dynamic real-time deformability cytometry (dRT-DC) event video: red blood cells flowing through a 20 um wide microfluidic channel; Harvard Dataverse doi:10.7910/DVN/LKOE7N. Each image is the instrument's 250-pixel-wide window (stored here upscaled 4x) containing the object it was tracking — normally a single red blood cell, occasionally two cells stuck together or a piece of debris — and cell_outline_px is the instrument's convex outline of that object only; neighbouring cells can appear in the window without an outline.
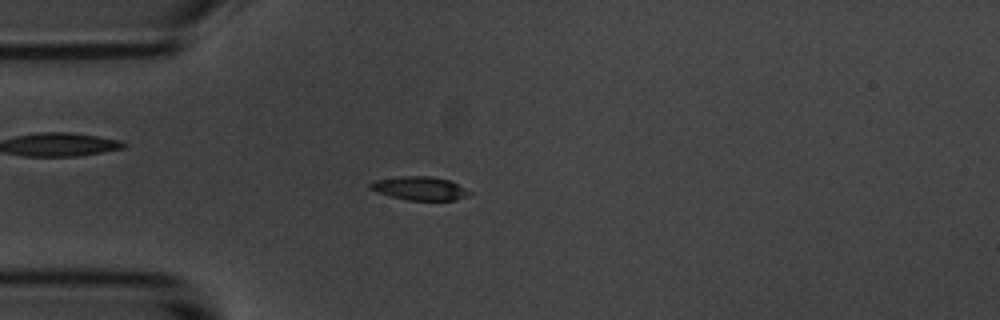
{"species": "common noctule bat (a hibernating species)", "species_latin": "Nyctalus noctula", "temperature_condition": "room temperature", "stored_images_in_passage": 56, "camera_frame_rate_fps": 3000, "um_per_image_px": 0.085, "animal": {"sex": "male", "body_mass_g": 20.1, "forearm_length_mm": 53.5}, "frame": {"image": 1, "passage_image": 15, "time_ms": 4.667, "image_size_px": [1000, 320], "cell_outline_px": [[472, 192], [468, 196], [456, 200], [408, 200], [376, 192], [368, 188], [368, 184], [376, 180], [400, 176], [428, 176], [448, 180]], "centroid_in_image_um": [35.65, 16.01], "position_along_channel_um": 49.4, "area_um2": 13.47}}
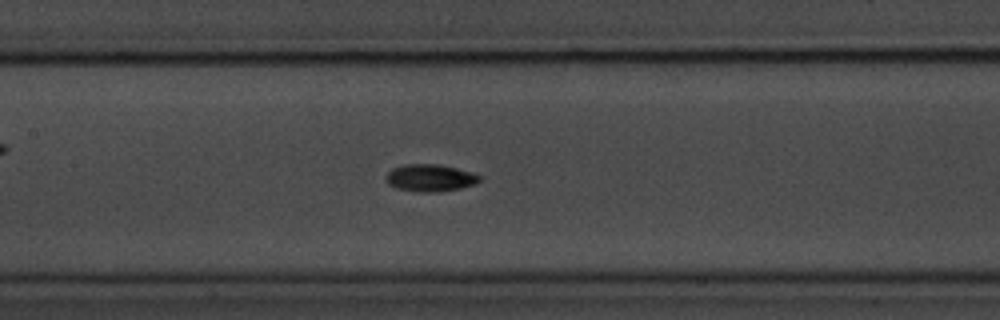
{"frame": {"image": 2, "passage_image": 26, "time_ms": 8.333, "image_size_px": [1000, 320], "cell_outline_px": [[480, 180], [472, 184], [460, 188], [440, 192], [420, 192], [396, 188], [388, 184], [384, 176], [392, 168], [404, 164], [436, 164], [456, 168], [480, 176]], "centroid_in_image_um": [36.48, 15.12], "position_along_channel_um": 170.9, "area_um2": 14.68}}
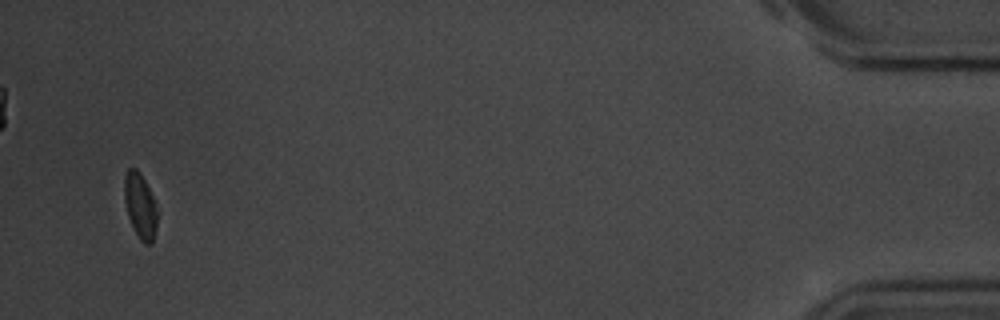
{"frame": {"image": 3, "passage_image": 54, "time_ms": 17.667, "image_size_px": [1000, 320], "cell_outline_px": [[156, 228], [152, 244], [144, 244], [140, 240], [128, 216], [124, 200], [124, 176], [128, 168], [136, 168], [140, 172], [156, 204]], "centroid_in_image_um": [11.9, 17.48], "position_along_channel_um": 423.3, "area_um2": 12.37}, "authors_computed_cell_mechanics": {"area_um2": 13.583, "velocity_mm_per_s": 3.5919, "shape_relaxation_time_tau1_ms": 3.2481, "shape_relaxation_time_tau2_ms": 6.8407, "deformation_change_tau1": 0.0971, "deformation_change_tau2": 0.115}}